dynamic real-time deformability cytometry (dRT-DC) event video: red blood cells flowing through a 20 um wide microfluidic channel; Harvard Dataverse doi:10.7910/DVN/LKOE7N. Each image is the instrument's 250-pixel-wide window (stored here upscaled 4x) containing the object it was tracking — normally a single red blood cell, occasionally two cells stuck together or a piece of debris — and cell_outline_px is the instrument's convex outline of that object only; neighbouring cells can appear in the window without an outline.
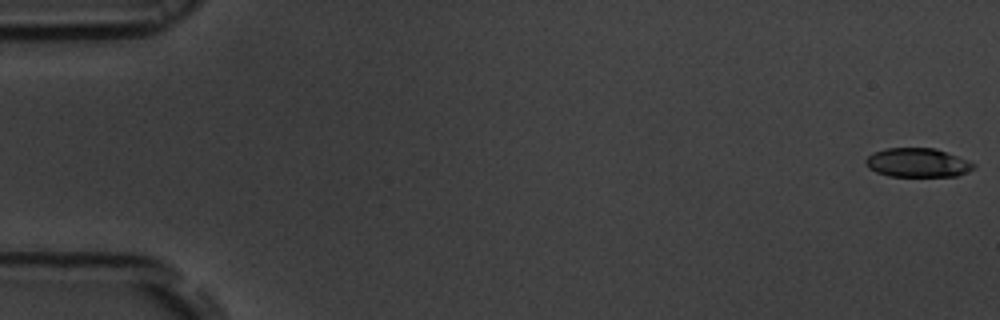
{"species": "common noctule bat (a hibernating species)", "species_latin": "Nyctalus noctula", "temperature_condition": "room temperature", "stored_images_in_passage": 54, "camera_frame_rate_fps": 3000, "um_per_image_px": 0.085, "animal": {"sex": "male", "body_mass_g": 19.5, "forearm_length_mm": 54.6}, "frame": {"image": 1, "passage_image": 1, "time_ms": 0.0, "image_size_px": [1000, 320], "cell_outline_px": [[976, 168], [968, 172], [956, 176], [888, 176], [876, 172], [868, 168], [864, 164], [864, 160], [872, 152], [884, 148], [936, 148], [968, 160], [976, 164]], "centroid_in_image_um": [77.98, 13.82], "position_along_channel_um": 7.0, "area_um2": 18.5}}
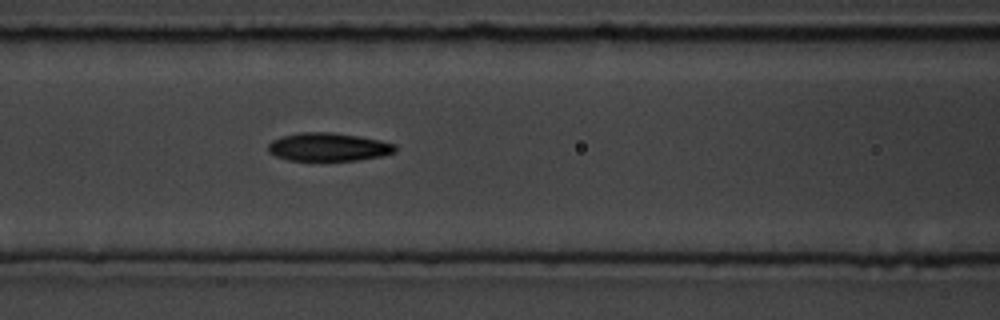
{"frame": {"image": 2, "passage_image": 23, "time_ms": 7.333, "image_size_px": [1000, 320], "cell_outline_px": [[396, 152], [384, 156], [360, 160], [288, 160], [276, 156], [268, 152], [268, 144], [272, 140], [280, 136], [300, 132], [332, 132], [360, 136], [380, 140], [396, 144]], "centroid_in_image_um": [27.93, 12.49], "position_along_channel_um": 138.7, "area_um2": 21.15}}
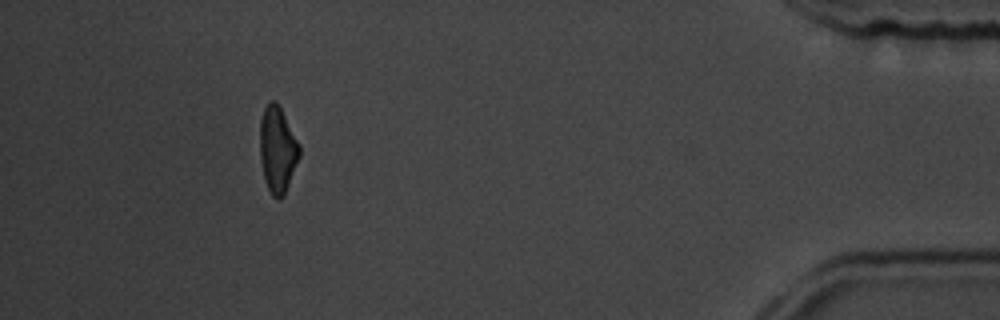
{"frame": {"image": 3, "passage_image": 49, "time_ms": 16.0, "image_size_px": [1000, 320], "cell_outline_px": [[300, 156], [284, 196], [276, 200], [272, 196], [264, 180], [260, 160], [260, 120], [264, 108], [272, 100], [280, 108], [300, 144]], "centroid_in_image_um": [23.59, 12.77], "position_along_channel_um": 411.6, "area_um2": 19.77}, "authors_computed_cell_mechanics": {"area_um2": 20.3167, "velocity_mm_per_s": 3.8429, "shape_relaxation_time_tau1_ms": 3.4062, "shape_relaxation_time_tau2_ms": 3.743, "deformation_change_tau1": 0.1637, "deformation_change_tau2": 0.1138}}